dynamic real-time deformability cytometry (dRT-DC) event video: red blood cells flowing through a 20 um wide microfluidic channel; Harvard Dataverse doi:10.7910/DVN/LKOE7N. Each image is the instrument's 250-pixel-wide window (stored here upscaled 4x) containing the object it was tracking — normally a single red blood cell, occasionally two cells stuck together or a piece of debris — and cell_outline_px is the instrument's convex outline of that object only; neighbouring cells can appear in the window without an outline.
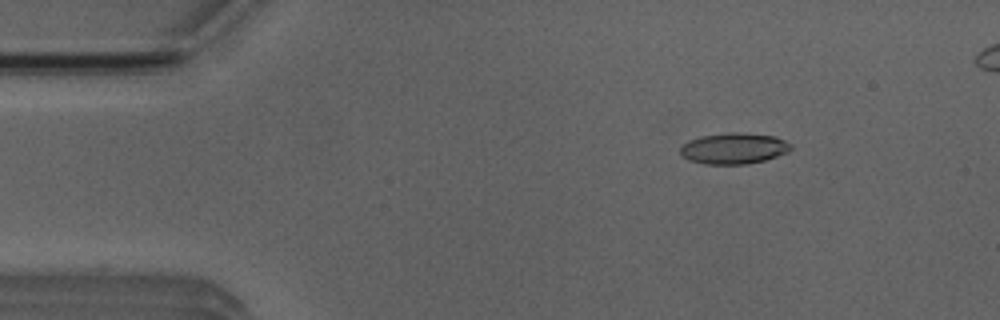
{"species": "Egyptian fruit bat (a non-hibernating species)", "species_latin": "Rousettus aegyptiacus", "temperature_condition": "room temperature", "stored_images_in_passage": 5, "camera_frame_rate_fps": 3000, "um_per_image_px": 0.085, "animal": {"sex": "male"}, "frame": {"image": 1, "passage_image": 2, "time_ms": 2.0, "image_size_px": [1000, 320], "cell_outline_px": [[792, 148], [788, 152], [764, 160], [744, 164], [704, 164], [688, 160], [680, 152], [680, 148], [688, 140], [700, 136], [732, 132], [736, 132], [776, 136], [792, 144]], "centroid_in_image_um": [62.38, 12.61], "position_along_channel_um": 22.6, "area_um2": 19.94}}